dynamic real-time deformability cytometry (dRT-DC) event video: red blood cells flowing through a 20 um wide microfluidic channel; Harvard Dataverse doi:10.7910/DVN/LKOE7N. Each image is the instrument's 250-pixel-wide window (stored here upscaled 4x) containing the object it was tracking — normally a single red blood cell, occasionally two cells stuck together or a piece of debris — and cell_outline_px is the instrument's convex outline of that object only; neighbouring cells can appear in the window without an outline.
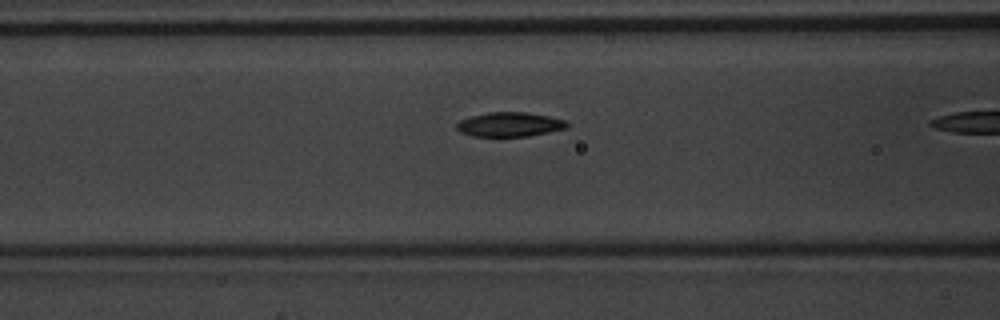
{"species": "common noctule bat (a hibernating species)", "species_latin": "Nyctalus noctula", "temperature_condition": "warm", "stored_images_in_passage": 9, "camera_frame_rate_fps": 3000, "um_per_image_px": 0.085, "animal": {"sex": "male", "body_mass_g": 20.1, "forearm_length_mm": 53.5}, "frame": {"image": 1, "passage_image": 8, "time_ms": 2.333, "image_size_px": [1000, 320], "cell_outline_px": [[568, 124], [564, 128], [548, 132], [528, 136], [472, 136], [460, 132], [456, 128], [456, 124], [460, 120], [472, 116], [488, 112], [524, 112], [548, 116], [564, 120]], "centroid_in_image_um": [43.27, 10.57], "position_along_channel_um": 123.3, "area_um2": 15.43}}